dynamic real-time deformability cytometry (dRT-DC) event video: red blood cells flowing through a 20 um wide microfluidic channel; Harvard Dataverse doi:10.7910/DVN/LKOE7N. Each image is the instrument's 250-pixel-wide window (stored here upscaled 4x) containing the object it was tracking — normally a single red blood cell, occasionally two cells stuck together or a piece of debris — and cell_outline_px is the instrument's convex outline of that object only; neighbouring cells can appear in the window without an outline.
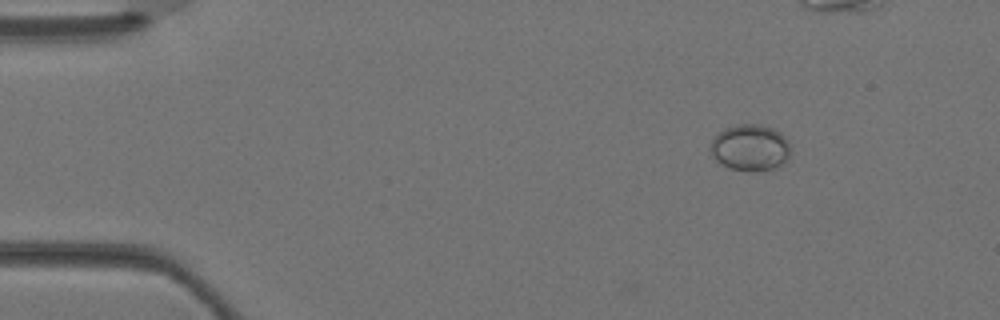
{"species": "Egyptian fruit bat (a non-hibernating species)", "species_latin": "Rousettus aegyptiacus", "temperature_condition": "warm", "stored_images_in_passage": 5, "camera_frame_rate_fps": 3000, "um_per_image_px": 0.085, "animal": {"sex": "female"}, "frame": {"image": 1, "passage_image": 2, "time_ms": 0.333, "image_size_px": [1000, 320], "cell_outline_px": [[792, 152], [788, 160], [776, 168], [752, 172], [728, 168], [720, 164], [712, 156], [708, 148], [712, 140], [724, 128], [736, 124], [760, 124], [772, 128], [780, 132], [788, 140]], "centroid_in_image_um": [63.78, 12.56], "position_along_channel_um": 21.2, "area_um2": 22.2}}